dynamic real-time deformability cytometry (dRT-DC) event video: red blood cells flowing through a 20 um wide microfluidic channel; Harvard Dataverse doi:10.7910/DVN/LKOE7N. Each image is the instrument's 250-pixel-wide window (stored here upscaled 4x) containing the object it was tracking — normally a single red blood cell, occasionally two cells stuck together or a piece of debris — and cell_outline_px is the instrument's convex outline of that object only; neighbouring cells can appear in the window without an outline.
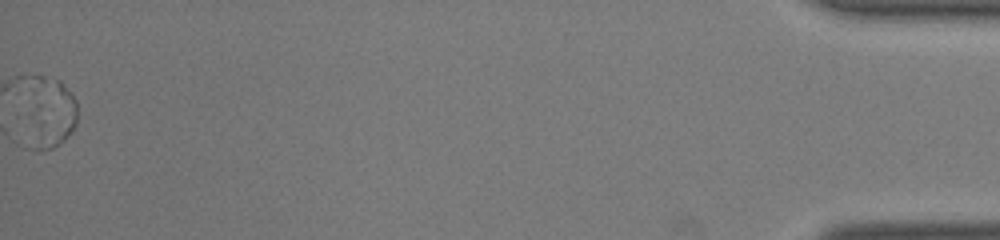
{"species": "common noctule bat (a hibernating species)", "species_latin": "Nyctalus noctula", "temperature_condition": "room temperature", "stored_images_in_passage": 53, "segment_of_instrument_passage": [2, 2], "camera_frame_rate_fps": 3000, "um_per_image_px": 0.085, "animal": {"sex": "male", "body_mass_g": 19.0, "forearm_length_mm": 50.8}, "frame": {"image": 1, "passage_image": 53, "time_ms": 17.333, "image_size_px": [1000, 240], "cell_outline_px": [[76, 124], [72, 132], [60, 144], [52, 148], [32, 148], [52, 80], [60, 80], [72, 92], [76, 100]], "centroid_in_image_um": [4.8, 9.94], "position_along_channel_um": 430.4, "area_um2": 14.16}}